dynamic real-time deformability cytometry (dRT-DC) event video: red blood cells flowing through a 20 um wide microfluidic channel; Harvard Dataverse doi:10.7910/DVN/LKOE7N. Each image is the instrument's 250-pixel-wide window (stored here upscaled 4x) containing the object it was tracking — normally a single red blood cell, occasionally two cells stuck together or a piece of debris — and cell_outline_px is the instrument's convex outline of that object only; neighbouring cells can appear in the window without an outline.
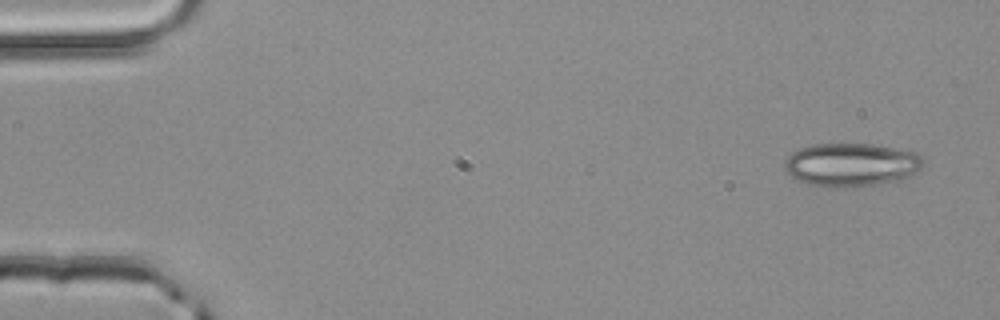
{"species": "common noctule bat (a hibernating species)", "species_latin": "Nyctalus noctula", "temperature_condition": "room temperature", "stored_images_in_passage": 49, "camera_frame_rate_fps": 3000, "um_per_image_px": 0.085, "animal": {"sex": "male", "body_mass_g": 20.4}, "frame": {"image": 1, "passage_image": 1, "time_ms": 0.0, "image_size_px": [1000, 320], "cell_outline_px": [[924, 164], [908, 180], [844, 188], [828, 188], [808, 184], [792, 176], [784, 168], [784, 160], [792, 152], [800, 148], [812, 144], [872, 144], [896, 148], [916, 152], [924, 156]], "centroid_in_image_um": [72.41, 14.01], "position_along_channel_um": 12.6, "area_um2": 35.66}}
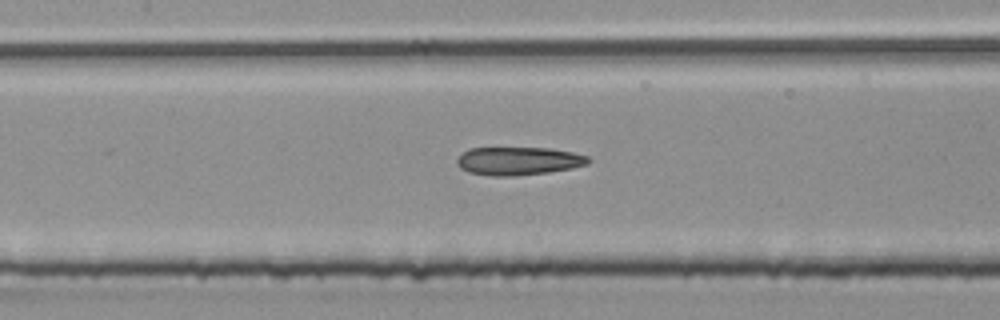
{"frame": {"image": 2, "passage_image": 22, "time_ms": 7.0, "image_size_px": [1000, 320], "cell_outline_px": [[592, 160], [588, 164], [572, 168], [548, 172], [516, 176], [492, 176], [468, 172], [460, 168], [456, 164], [456, 160], [468, 148], [552, 148], [572, 152], [588, 156]], "centroid_in_image_um": [44.08, 13.68], "position_along_channel_um": 163.3, "area_um2": 21.68}}
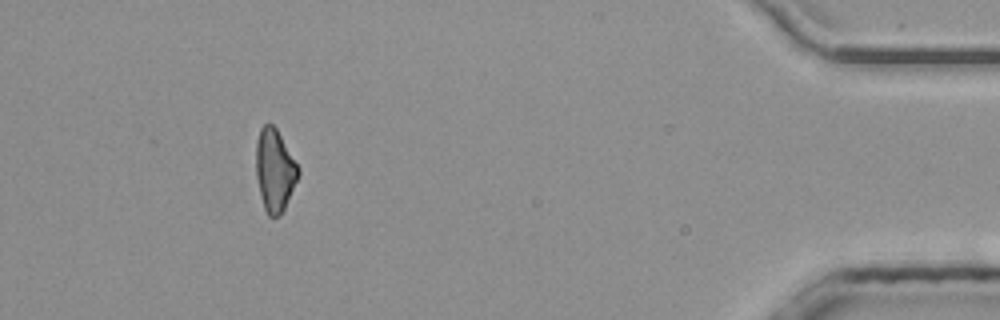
{"frame": {"image": 3, "passage_image": 45, "time_ms": 14.667, "image_size_px": [1000, 320], "cell_outline_px": [[300, 172], [284, 208], [280, 216], [268, 216], [264, 208], [256, 176], [256, 140], [260, 128], [264, 124], [272, 124], [276, 128], [300, 168]], "centroid_in_image_um": [23.34, 14.45], "position_along_channel_um": 411.9, "area_um2": 20.06}}